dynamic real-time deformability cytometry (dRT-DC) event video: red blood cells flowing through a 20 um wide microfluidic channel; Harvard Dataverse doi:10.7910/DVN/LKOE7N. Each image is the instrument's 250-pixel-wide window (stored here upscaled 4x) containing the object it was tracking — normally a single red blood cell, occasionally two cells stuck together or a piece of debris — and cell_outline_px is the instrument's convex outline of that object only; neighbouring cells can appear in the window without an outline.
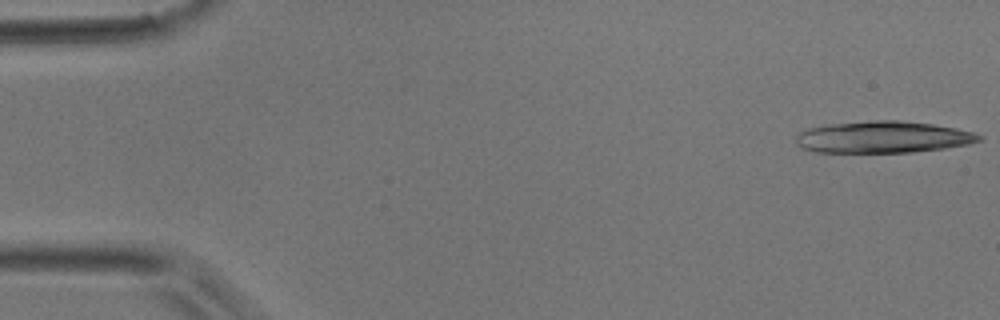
{"species": "common noctule bat (a hibernating species)", "species_latin": "Nyctalus noctula", "temperature_condition": "room temperature", "stored_images_in_passage": 3, "camera_frame_rate_fps": 3000, "um_per_image_px": 0.085, "animal": {"sex": "male", "body_mass_g": 17.9}, "frame": {"image": 1, "passage_image": 1, "time_ms": 0.0, "image_size_px": [1000, 320], "cell_outline_px": [[984, 140], [968, 144], [944, 148], [912, 152], [816, 152], [800, 148], [796, 144], [796, 136], [800, 132], [808, 128], [828, 124], [872, 120], [900, 120], [932, 124], [956, 128], [972, 132], [984, 136]], "centroid_in_image_um": [75.05, 11.65], "position_along_channel_um": 9.9, "area_um2": 34.04}}